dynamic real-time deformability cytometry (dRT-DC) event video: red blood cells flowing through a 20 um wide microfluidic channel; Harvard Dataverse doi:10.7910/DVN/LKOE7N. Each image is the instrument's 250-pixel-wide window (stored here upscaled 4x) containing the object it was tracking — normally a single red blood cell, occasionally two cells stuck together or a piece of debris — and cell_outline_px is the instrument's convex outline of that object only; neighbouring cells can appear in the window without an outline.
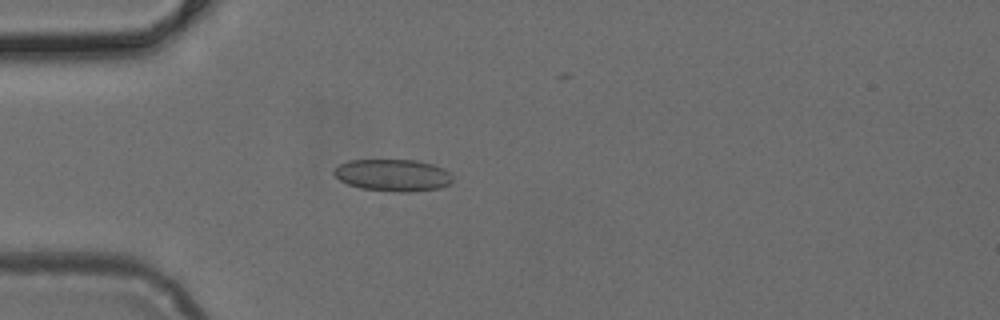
{"species": "common noctule bat (a hibernating species)", "species_latin": "Nyctalus noctula", "temperature_condition": "cold", "stored_images_in_passage": 24, "camera_frame_rate_fps": 3000, "um_per_image_px": 0.085, "animal": {"sex": "female", "body_mass_g": 24.6, "forearm_length_mm": 56.2}, "frame": {"image": 1, "passage_image": 12, "time_ms": 3.667, "image_size_px": [1000, 320], "cell_outline_px": [[452, 180], [448, 184], [440, 188], [408, 192], [396, 192], [360, 188], [348, 184], [340, 180], [332, 172], [340, 164], [348, 160], [416, 160], [432, 164], [444, 168], [452, 176]], "centroid_in_image_um": [33.39, 14.89], "position_along_channel_um": 51.6, "area_um2": 22.08}}
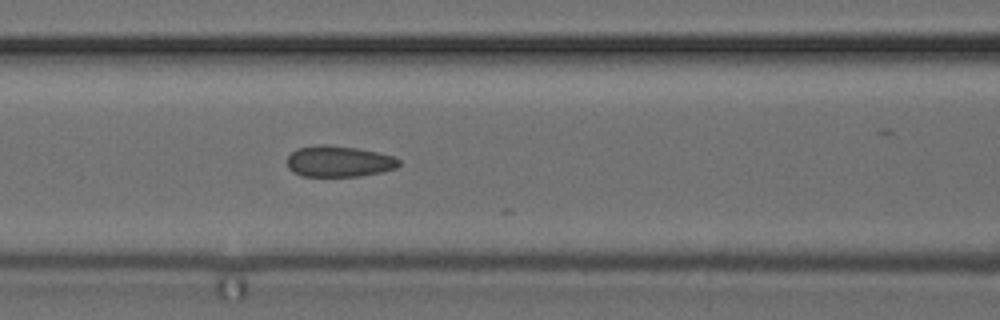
{"frame": {"image": 2, "passage_image": 19, "time_ms": 6.0, "image_size_px": [1000, 320], "cell_outline_px": [[400, 164], [396, 168], [380, 172], [360, 176], [304, 176], [292, 172], [288, 168], [288, 156], [296, 148], [320, 144], [324, 144], [356, 148], [376, 152], [392, 156], [400, 160]], "centroid_in_image_um": [28.78, 13.71], "position_along_channel_um": 137.8, "area_um2": 20.17}}
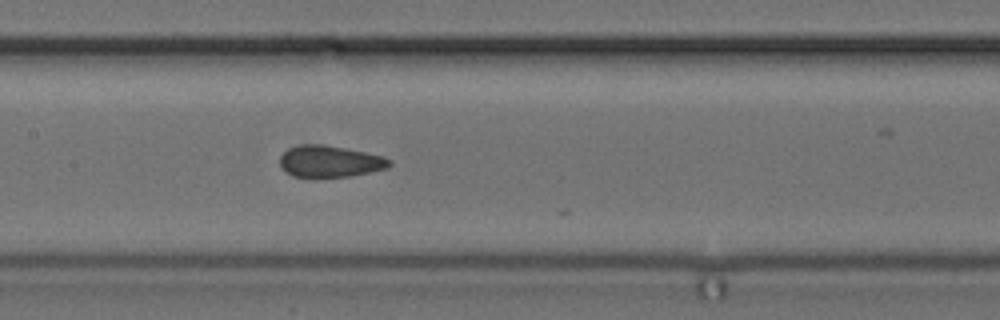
{"frame": {"image": 3, "passage_image": 22, "time_ms": 7.0, "image_size_px": [1000, 320], "cell_outline_px": [[392, 164], [388, 168], [348, 176], [292, 176], [280, 164], [280, 156], [288, 148], [300, 144], [324, 144], [384, 156], [392, 160]], "centroid_in_image_um": [28.06, 13.69], "position_along_channel_um": 179.3, "area_um2": 19.88}}